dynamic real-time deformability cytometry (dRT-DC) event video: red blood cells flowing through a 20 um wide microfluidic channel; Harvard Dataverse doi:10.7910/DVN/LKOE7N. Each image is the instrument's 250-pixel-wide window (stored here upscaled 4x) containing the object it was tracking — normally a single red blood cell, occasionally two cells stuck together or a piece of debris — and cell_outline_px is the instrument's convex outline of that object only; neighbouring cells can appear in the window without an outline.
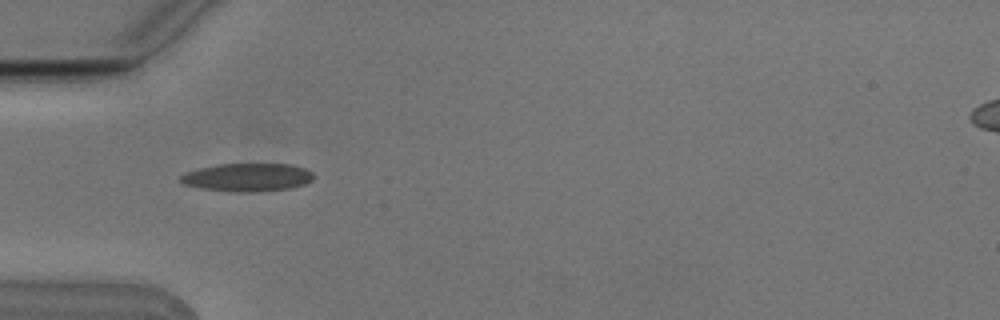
{"species": "Egyptian fruit bat (a non-hibernating species)", "species_latin": "Rousettus aegyptiacus", "temperature_condition": "cold", "stored_images_in_passage": 6, "camera_frame_rate_fps": 3000, "um_per_image_px": 0.085, "animal": {"sex": "male"}, "frame": {"image": 1, "passage_image": 5, "time_ms": 1.333, "image_size_px": [1000, 320], "cell_outline_px": [[312, 180], [304, 184], [288, 188], [256, 192], [236, 192], [200, 188], [184, 184], [180, 180], [180, 176], [188, 172], [200, 168], [220, 164], [292, 164], [304, 168], [312, 172]], "centroid_in_image_um": [21.04, 15.07], "position_along_channel_um": 64.0, "area_um2": 21.56}}